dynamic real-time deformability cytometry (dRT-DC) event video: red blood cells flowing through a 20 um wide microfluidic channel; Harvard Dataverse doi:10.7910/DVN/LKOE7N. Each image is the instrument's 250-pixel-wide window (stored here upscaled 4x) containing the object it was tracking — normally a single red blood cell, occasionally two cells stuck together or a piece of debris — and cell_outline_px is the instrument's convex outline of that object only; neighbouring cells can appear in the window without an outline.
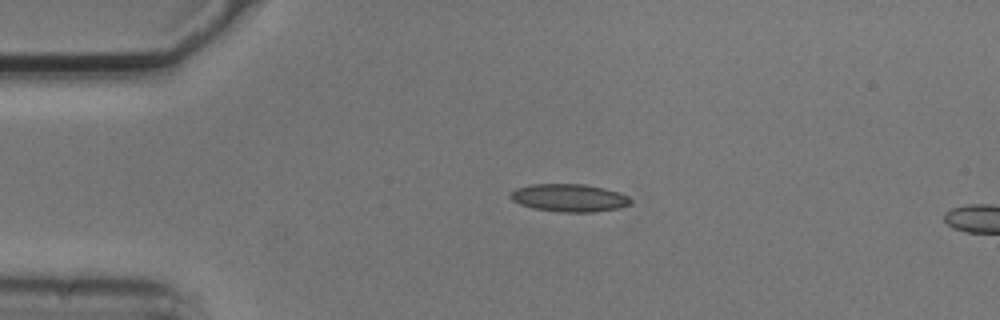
{"species": "common noctule bat (a hibernating species)", "species_latin": "Nyctalus noctula", "temperature_condition": "cold", "stored_images_in_passage": 2, "camera_frame_rate_fps": 3000, "um_per_image_px": 0.085, "animal": {"sex": "male", "body_mass_g": 20.5, "forearm_length_mm": 52.5}, "frame": {"image": 1, "passage_image": 1, "time_ms": 0.0, "image_size_px": [1000, 320], "cell_outline_px": [[632, 204], [620, 208], [596, 212], [560, 212], [532, 208], [520, 204], [512, 200], [508, 196], [516, 188], [528, 184], [584, 184], [604, 188], [620, 192], [628, 196], [632, 200]], "centroid_in_image_um": [48.4, 16.82], "position_along_channel_um": 36.6, "area_um2": 19.71}}